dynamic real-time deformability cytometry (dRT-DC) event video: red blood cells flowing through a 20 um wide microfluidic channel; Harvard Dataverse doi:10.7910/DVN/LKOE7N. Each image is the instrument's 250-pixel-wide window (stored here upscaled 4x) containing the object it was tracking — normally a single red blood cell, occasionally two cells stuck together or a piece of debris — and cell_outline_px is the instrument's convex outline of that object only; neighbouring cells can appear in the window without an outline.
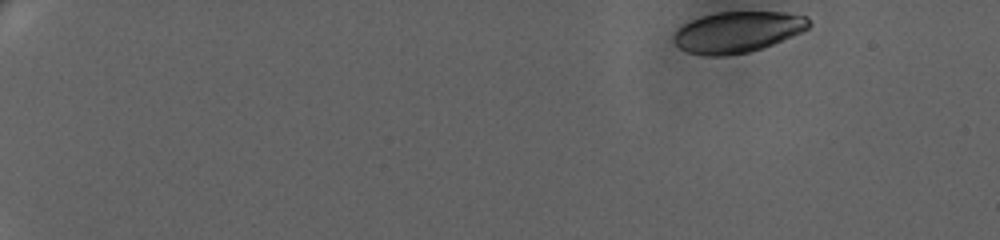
{"species": "human", "species_latin": "Homo sapiens", "temperature_condition": "warm", "stored_images_in_passage": 60, "camera_frame_rate_fps": 3000, "um_per_image_px": 0.085, "donor": {"sex": "female"}, "frame": {"image": 1, "passage_image": 1, "time_ms": 0.0, "image_size_px": [1000, 240], "cell_outline_px": [[812, 24], [808, 28], [800, 32], [772, 44], [748, 52], [724, 56], [704, 56], [688, 52], [680, 48], [672, 40], [672, 36], [684, 24], [700, 16], [716, 12], [784, 12], [808, 16]], "centroid_in_image_um": [62.68, 2.71], "position_along_channel_um": 22.3, "area_um2": 32.19}}
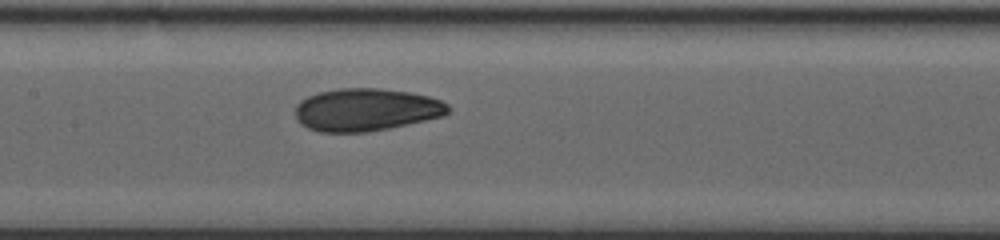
{"frame": {"image": 2, "passage_image": 31, "time_ms": 10.0, "image_size_px": [1000, 240], "cell_outline_px": [[452, 108], [444, 116], [388, 128], [368, 132], [320, 132], [308, 128], [300, 124], [296, 120], [296, 104], [300, 100], [308, 96], [320, 92], [340, 88], [380, 88], [408, 92], [428, 96], [440, 100], [448, 104]], "centroid_in_image_um": [31.11, 9.33], "position_along_channel_um": 176.3, "area_um2": 38.03}}
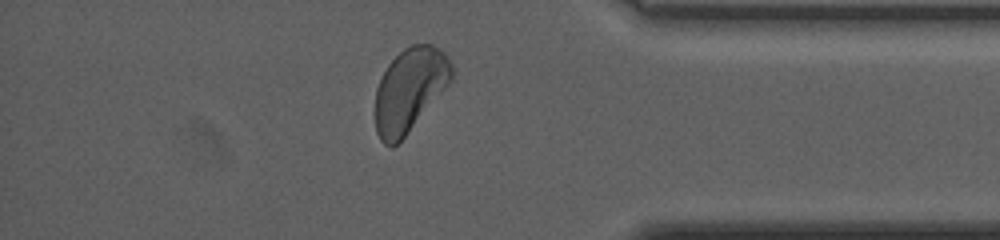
{"frame": {"image": 3, "passage_image": 53, "time_ms": 17.333, "image_size_px": [1000, 240], "cell_outline_px": [[452, 80], [404, 136], [392, 148], [384, 144], [380, 140], [376, 132], [372, 112], [376, 88], [388, 64], [404, 48], [412, 44], [432, 44], [444, 52], [448, 56], [452, 68]], "centroid_in_image_um": [34.77, 7.65], "position_along_channel_um": 400.4, "area_um2": 37.28}, "authors_computed_cell_mechanics": {"area_um2": 36.5874, "velocity_mm_per_s": 3.2312, "shape_relaxation_time_tau1_ms": 8.7592, "shape_relaxation_time_tau2_ms": 2.0897, "deformation_change_tau1": 0.1797, "deformation_change_tau2": 0.0707}}